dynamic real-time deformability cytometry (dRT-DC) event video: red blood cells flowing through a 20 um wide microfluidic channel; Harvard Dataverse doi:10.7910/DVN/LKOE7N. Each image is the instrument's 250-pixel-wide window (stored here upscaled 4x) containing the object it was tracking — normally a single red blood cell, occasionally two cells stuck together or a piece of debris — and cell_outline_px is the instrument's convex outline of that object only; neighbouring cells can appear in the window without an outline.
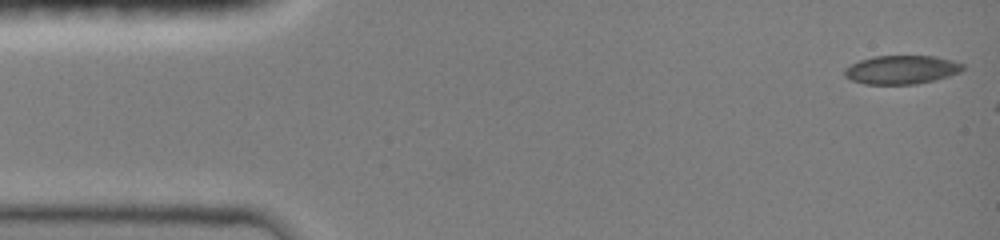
{"species": "common noctule bat (a hibernating species)", "species_latin": "Nyctalus noctula", "temperature_condition": "room temperature", "stored_images_in_passage": 4, "camera_frame_rate_fps": 3000, "um_per_image_px": 0.085, "animal": {"sex": "female", "body_mass_g": 19.0, "forearm_length_mm": 51.5}, "frame": {"image": 1, "passage_image": 1, "time_ms": 0.0, "image_size_px": [1000, 240], "cell_outline_px": [[964, 68], [960, 72], [948, 76], [916, 84], [864, 84], [852, 80], [844, 76], [844, 68], [860, 60], [872, 56], [936, 56], [952, 60], [964, 64]], "centroid_in_image_um": [76.61, 5.92], "position_along_channel_um": 8.4, "area_um2": 19.71}}